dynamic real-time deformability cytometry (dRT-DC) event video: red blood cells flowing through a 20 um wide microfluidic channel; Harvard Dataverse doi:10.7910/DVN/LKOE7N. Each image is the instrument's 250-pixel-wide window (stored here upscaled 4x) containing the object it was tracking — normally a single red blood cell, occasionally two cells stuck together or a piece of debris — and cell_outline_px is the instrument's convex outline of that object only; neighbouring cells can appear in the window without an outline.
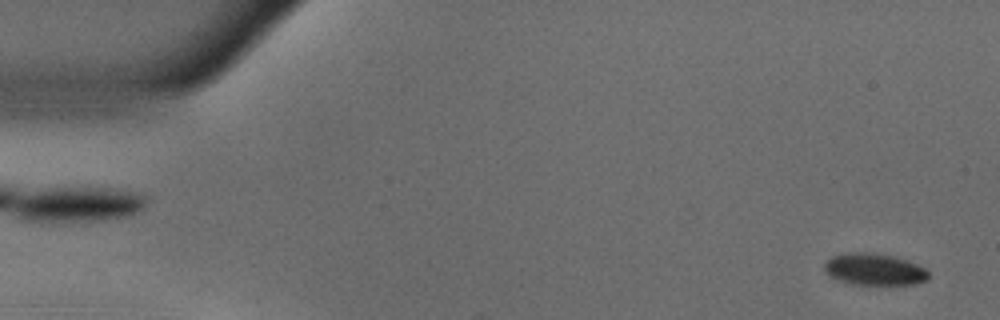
{"species": "common noctule bat (a hibernating species)", "species_latin": "Nyctalus noctula", "temperature_condition": "warm", "stored_images_in_passage": 54, "camera_frame_rate_fps": 3000, "um_per_image_px": 0.085, "animal": {"sex": "male", "body_mass_g": 18.8}, "frame": {"image": 1, "passage_image": 1, "time_ms": 0.0, "image_size_px": [1000, 320], "cell_outline_px": [[928, 280], [916, 284], [852, 284], [840, 280], [824, 272], [824, 264], [832, 256], [848, 252], [872, 252], [892, 256], [908, 260], [924, 268], [928, 272]], "centroid_in_image_um": [74.32, 22.88], "position_along_channel_um": 10.7, "area_um2": 19.19}}
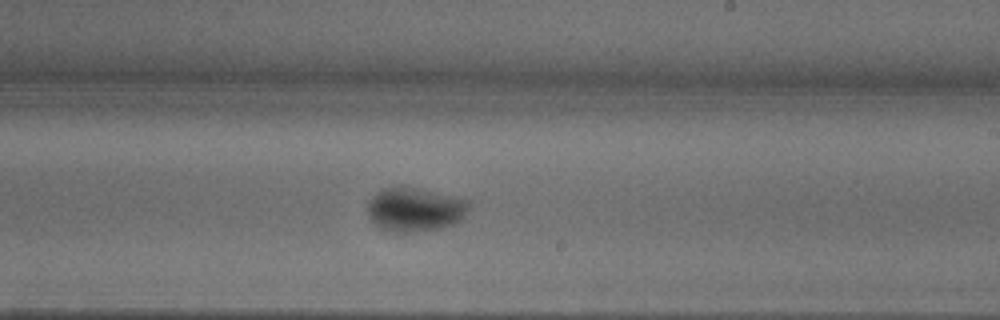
{"frame": {"image": 2, "passage_image": 31, "time_ms": 10.0, "image_size_px": [1000, 320], "cell_outline_px": [[468, 208], [460, 220], [456, 224], [440, 228], [416, 232], [388, 232], [380, 228], [368, 216], [368, 200], [376, 192], [384, 188], [400, 184], [452, 196], [468, 200]], "centroid_in_image_um": [35.22, 17.8], "position_along_channel_um": 253.8, "area_um2": 26.18}}
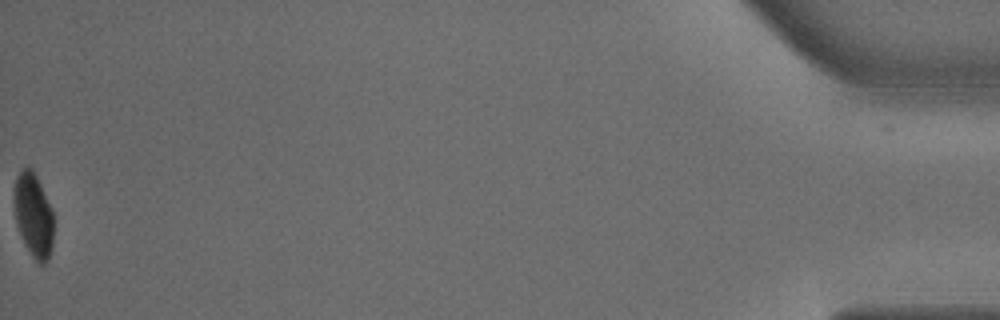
{"frame": {"image": 3, "passage_image": 54, "time_ms": 17.667, "image_size_px": [1000, 320], "cell_outline_px": [[52, 248], [48, 260], [44, 264], [36, 264], [24, 244], [16, 220], [16, 176], [20, 168], [28, 164], [32, 168], [40, 184], [52, 212]], "centroid_in_image_um": [2.85, 18.32], "position_along_channel_um": 432.3, "area_um2": 18.9}, "authors_computed_cell_mechanics": {"area_um2": 22.6576, "velocity_mm_per_s": 3.6452, "shape_relaxation_time_tau1_ms": 3.6262, "shape_relaxation_time_tau2_ms": null, "deformation_change_tau1": 0.1461, "deformation_change_tau2": null}}